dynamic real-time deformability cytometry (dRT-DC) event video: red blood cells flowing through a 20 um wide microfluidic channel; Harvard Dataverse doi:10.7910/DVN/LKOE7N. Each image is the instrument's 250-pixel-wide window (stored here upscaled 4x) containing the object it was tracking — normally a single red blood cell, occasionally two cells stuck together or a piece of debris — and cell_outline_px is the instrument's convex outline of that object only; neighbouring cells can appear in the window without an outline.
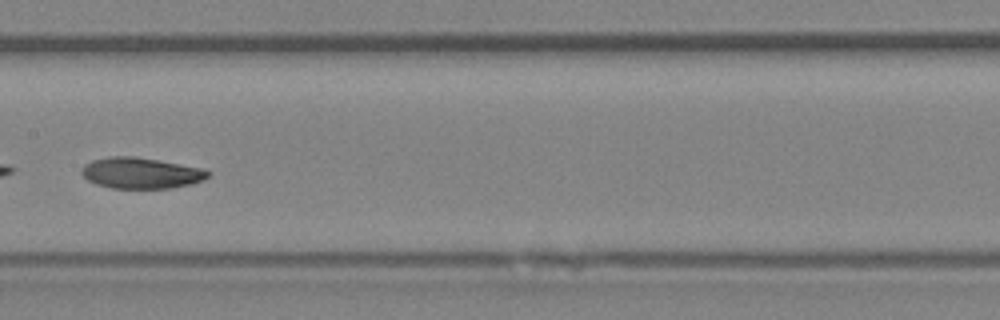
{"species": "Egyptian fruit bat (a non-hibernating species)", "species_latin": "Rousettus aegyptiacus", "temperature_condition": "room temperature", "stored_images_in_passage": 35, "camera_frame_rate_fps": 3000, "um_per_image_px": 0.085, "animal": {"sex": "female"}, "frame": {"image": 1, "passage_image": 18, "time_ms": 5.667, "image_size_px": [1000, 320], "cell_outline_px": [[212, 172], [204, 180], [172, 188], [112, 188], [96, 184], [88, 180], [80, 172], [80, 168], [84, 164], [92, 160], [108, 156], [136, 156], [204, 168]], "centroid_in_image_um": [11.97, 14.69], "position_along_channel_um": 195.4, "area_um2": 23.0}, "authors_computed_cell_mechanics": {"area_um2": 23.1778, "velocity_mm_per_s": 4.1364, "shape_relaxation_time_tau1_ms": 3.6163, "shape_relaxation_time_tau2_ms": 3.1735, "deformation_change_tau1": 0.1404, "deformation_change_tau2": 0.0746}}